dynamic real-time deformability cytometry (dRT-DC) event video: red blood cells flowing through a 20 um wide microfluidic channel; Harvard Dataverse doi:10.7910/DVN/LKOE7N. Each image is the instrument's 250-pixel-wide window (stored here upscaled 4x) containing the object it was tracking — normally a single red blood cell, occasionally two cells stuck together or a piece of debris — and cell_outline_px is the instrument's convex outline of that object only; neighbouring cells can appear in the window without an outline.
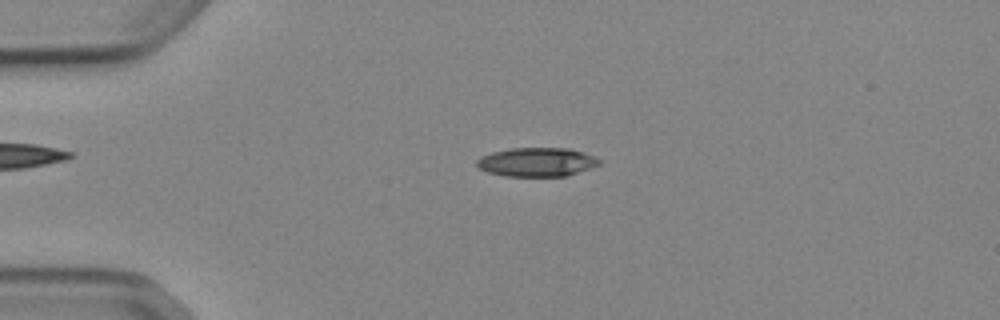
{"species": "Egyptian fruit bat (a non-hibernating species)", "species_latin": "Rousettus aegyptiacus", "temperature_condition": "cold", "stored_images_in_passage": 53, "camera_frame_rate_fps": 3000, "um_per_image_px": 0.085, "animal": {"sex": "female"}, "frame": {"image": 1, "passage_image": 13, "time_ms": 4.0, "image_size_px": [1000, 320], "cell_outline_px": [[604, 160], [600, 164], [564, 176], [504, 176], [488, 172], [480, 168], [476, 164], [476, 160], [480, 156], [492, 152], [512, 148], [572, 148], [596, 156]], "centroid_in_image_um": [45.65, 13.76], "position_along_channel_um": 39.4, "area_um2": 20.69}}
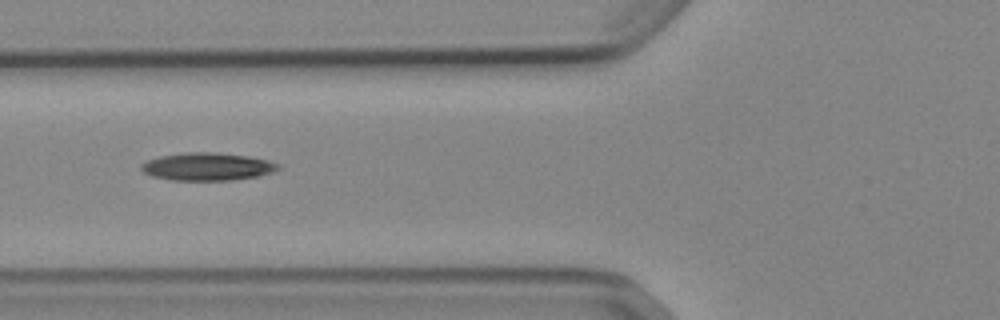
{"frame": {"image": 2, "passage_image": 21, "time_ms": 6.667, "image_size_px": [1000, 320], "cell_outline_px": [[280, 168], [272, 172], [260, 176], [232, 180], [168, 180], [152, 176], [144, 172], [140, 168], [140, 164], [148, 160], [160, 156], [184, 152], [216, 152], [248, 156], [268, 160], [280, 164]], "centroid_in_image_um": [17.62, 14.16], "position_along_channel_um": 108.2, "area_um2": 22.31}}
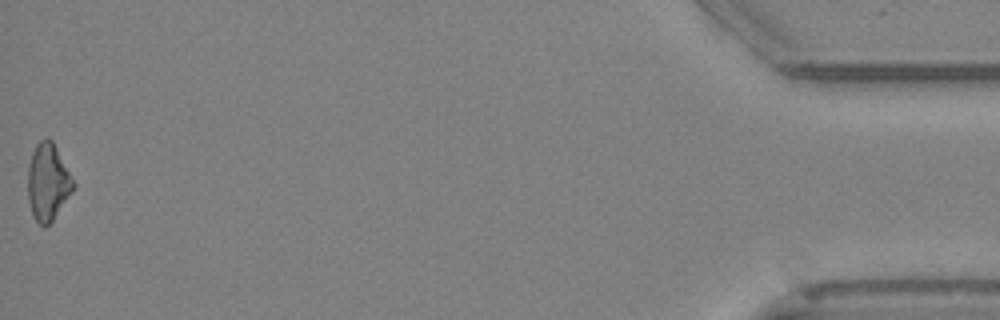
{"frame": {"image": 3, "passage_image": 53, "time_ms": 17.333, "image_size_px": [1000, 320], "cell_outline_px": [[76, 184], [72, 192], [52, 220], [44, 228], [32, 216], [28, 200], [28, 168], [32, 152], [36, 144], [40, 140], [52, 140]], "centroid_in_image_um": [4.06, 15.49], "position_along_channel_um": 431.1, "area_um2": 20.17}}